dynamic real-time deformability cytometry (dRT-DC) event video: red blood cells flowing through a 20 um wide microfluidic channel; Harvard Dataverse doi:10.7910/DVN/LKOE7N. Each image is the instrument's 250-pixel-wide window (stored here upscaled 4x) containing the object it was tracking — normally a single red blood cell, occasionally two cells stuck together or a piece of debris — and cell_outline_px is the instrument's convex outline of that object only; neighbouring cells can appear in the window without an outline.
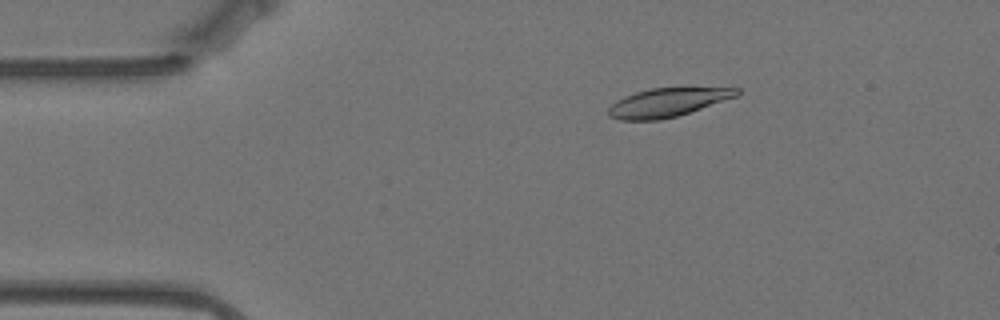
{"species": "Egyptian fruit bat (a non-hibernating species)", "species_latin": "Rousettus aegyptiacus", "temperature_condition": "warm", "stored_images_in_passage": 58, "camera_frame_rate_fps": 3000, "um_per_image_px": 0.085, "animal": {"sex": "female"}, "frame": {"image": 1, "passage_image": 10, "time_ms": 3.0, "image_size_px": [1000, 320], "cell_outline_px": [[740, 92], [736, 96], [676, 116], [660, 120], [620, 120], [608, 116], [608, 108], [616, 100], [624, 96], [636, 92], [652, 88], [740, 88]], "centroid_in_image_um": [56.67, 8.71], "position_along_channel_um": 28.3, "area_um2": 21.04}}
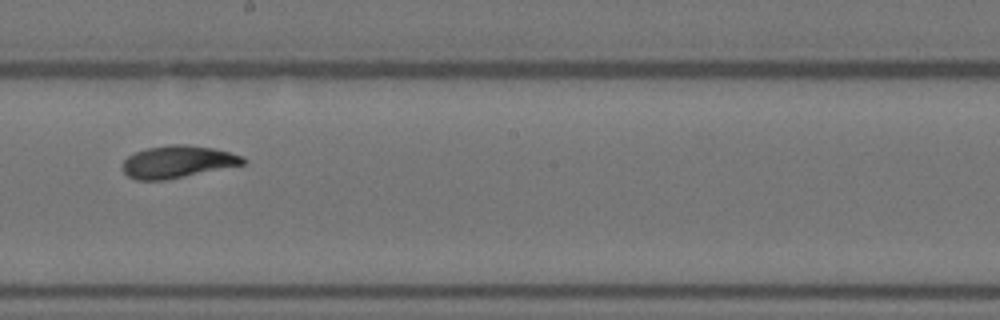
{"frame": {"image": 2, "passage_image": 32, "time_ms": 10.333, "image_size_px": [1000, 320], "cell_outline_px": [[248, 160], [244, 164], [164, 180], [136, 180], [128, 176], [120, 168], [124, 160], [128, 156], [136, 152], [148, 148], [172, 144], [184, 144], [212, 148], [244, 156]], "centroid_in_image_um": [15.07, 13.75], "position_along_channel_um": 233.1, "area_um2": 22.48}}
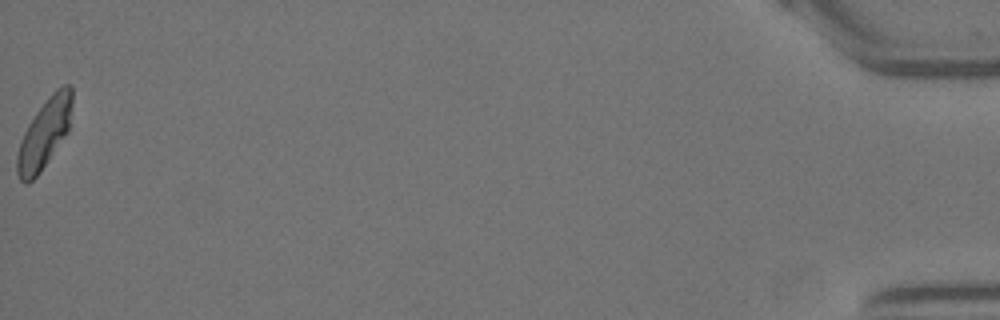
{"frame": {"image": 3, "passage_image": 58, "time_ms": 19.0, "image_size_px": [1000, 320], "cell_outline_px": [[72, 104], [68, 132], [40, 172], [28, 184], [24, 184], [20, 180], [16, 172], [16, 156], [20, 140], [28, 124], [36, 112], [48, 96], [56, 88], [64, 84], [72, 84]], "centroid_in_image_um": [3.76, 11.35], "position_along_channel_um": 431.4, "area_um2": 22.37}, "authors_computed_cell_mechanics": {"area_um2": 22.3397, "velocity_mm_per_s": 3.4944, "shape_relaxation_time_tau1_ms": 7.6138, "shape_relaxation_time_tau2_ms": 2.8296, "deformation_change_tau1": 0.2149, "deformation_change_tau2": 0.0735}}